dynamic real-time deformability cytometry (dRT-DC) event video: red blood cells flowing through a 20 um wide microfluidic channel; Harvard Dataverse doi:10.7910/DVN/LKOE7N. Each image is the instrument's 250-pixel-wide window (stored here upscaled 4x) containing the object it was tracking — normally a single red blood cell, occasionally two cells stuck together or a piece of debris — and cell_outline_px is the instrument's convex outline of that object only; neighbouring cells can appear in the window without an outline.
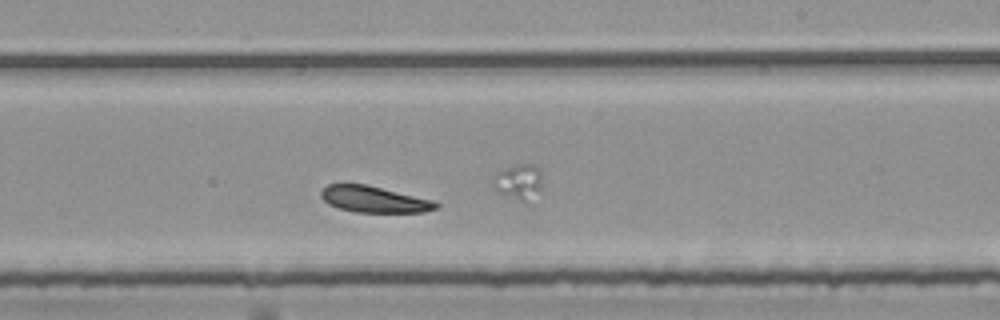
{"species": "common noctule bat (a hibernating species)", "species_latin": "Nyctalus noctula", "temperature_condition": "room temperature", "stored_images_in_passage": 47, "segment_of_instrument_passage": [2, 2], "camera_frame_rate_fps": 3000, "um_per_image_px": 0.085, "animal": {"sex": "female", "body_mass_g": 25.1}, "frame": {"image": 1, "passage_image": 33, "time_ms": 10.667, "image_size_px": [1000, 320], "cell_outline_px": [[440, 208], [424, 212], [356, 212], [336, 208], [328, 204], [320, 196], [320, 192], [328, 184], [364, 184], [432, 200], [440, 204]], "centroid_in_image_um": [31.78, 16.96], "position_along_channel_um": 257.2, "area_um2": 17.51}}
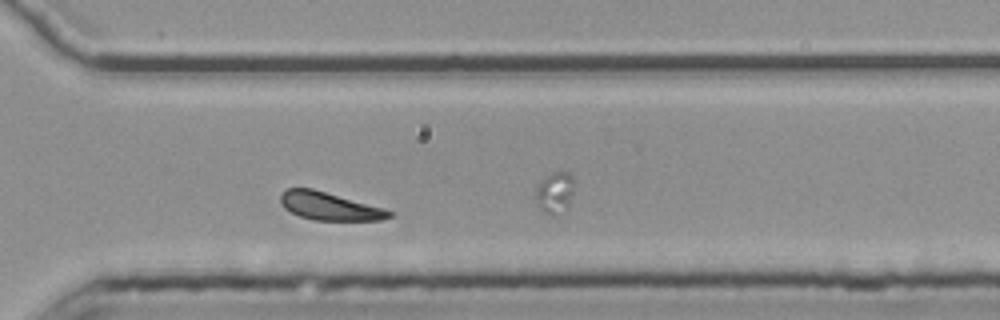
{"frame": {"image": 2, "passage_image": 40, "time_ms": 13.0, "image_size_px": [1000, 320], "cell_outline_px": [[392, 216], [380, 220], [312, 220], [300, 216], [284, 208], [280, 204], [280, 192], [284, 188], [312, 188], [384, 208], [392, 212]], "centroid_in_image_um": [27.95, 17.51], "position_along_channel_um": 342.7, "area_um2": 17.69}}
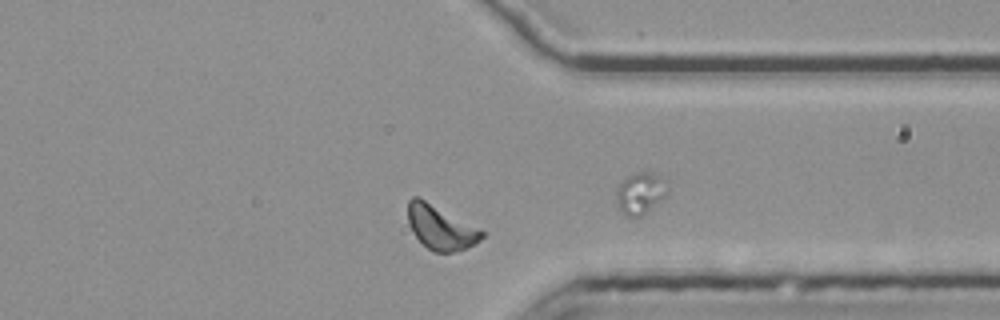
{"frame": {"image": 3, "passage_image": 43, "time_ms": 14.0, "image_size_px": [1000, 320], "cell_outline_px": [[484, 236], [480, 240], [468, 248], [456, 252], [432, 252], [412, 232], [408, 224], [408, 200], [412, 196], [420, 196], [480, 228], [484, 232]], "centroid_in_image_um": [37.45, 19.31], "position_along_channel_um": 373.9, "area_um2": 19.36}}